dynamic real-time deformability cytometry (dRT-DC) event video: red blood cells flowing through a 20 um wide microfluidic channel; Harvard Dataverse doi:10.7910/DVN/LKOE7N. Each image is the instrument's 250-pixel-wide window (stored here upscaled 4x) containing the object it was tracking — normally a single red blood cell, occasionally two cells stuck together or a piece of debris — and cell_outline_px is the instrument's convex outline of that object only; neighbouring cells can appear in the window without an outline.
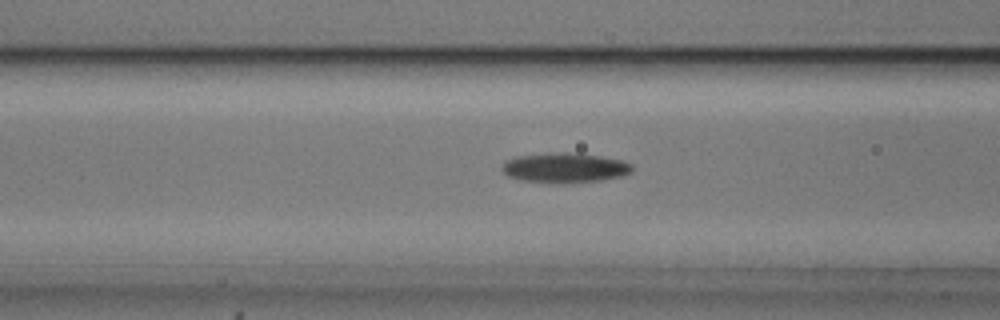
{"species": "common noctule bat (a hibernating species)", "species_latin": "Nyctalus noctula", "temperature_condition": "cold", "stored_images_in_passage": 55, "camera_frame_rate_fps": 3000, "um_per_image_px": 0.085, "animal": {"sex": "male", "body_mass_g": 20.5, "forearm_length_mm": 52.5}, "frame": {"image": 1, "passage_image": 22, "time_ms": 7.0, "image_size_px": [1000, 320], "cell_outline_px": [[632, 172], [624, 176], [600, 180], [556, 184], [524, 180], [508, 176], [500, 168], [504, 160], [516, 156], [548, 152], [564, 152], [600, 156], [620, 160], [632, 164]], "centroid_in_image_um": [47.97, 14.26], "position_along_channel_um": 118.6, "area_um2": 22.83}}
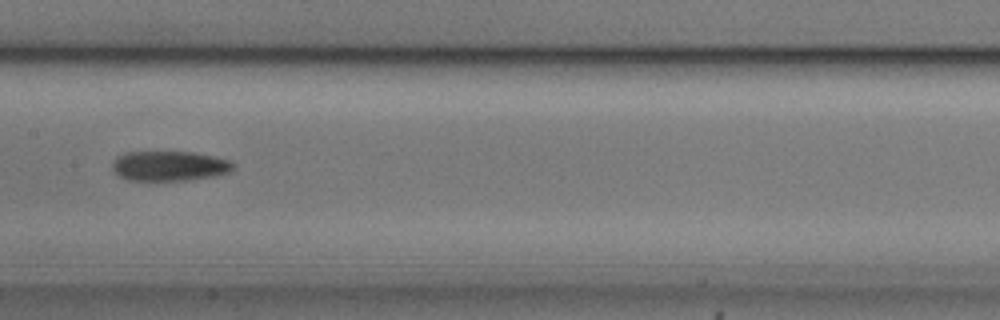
{"frame": {"image": 2, "passage_image": 28, "time_ms": 9.0, "image_size_px": [1000, 320], "cell_outline_px": [[232, 168], [228, 172], [220, 176], [192, 180], [128, 180], [120, 176], [112, 168], [112, 160], [116, 156], [124, 152], [192, 152], [232, 160]], "centroid_in_image_um": [14.39, 14.11], "position_along_channel_um": 193.0, "area_um2": 21.21}}
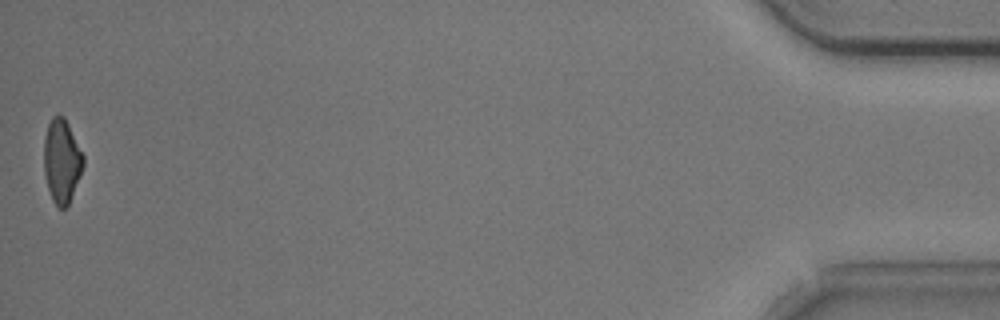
{"frame": {"image": 3, "passage_image": 55, "time_ms": 18.0, "image_size_px": [1000, 320], "cell_outline_px": [[84, 164], [80, 176], [68, 204], [64, 208], [60, 208], [52, 200], [48, 188], [44, 172], [44, 140], [48, 124], [52, 116], [64, 116], [84, 156]], "centroid_in_image_um": [5.24, 13.67], "position_along_channel_um": 430.0, "area_um2": 18.96}, "authors_computed_cell_mechanics": {"area_um2": 20.7502, "velocity_mm_per_s": 3.6966, "shape_relaxation_time_tau1_ms": 4.8314, "shape_relaxation_time_tau2_ms": null, "deformation_change_tau1": 0.1741, "deformation_change_tau2": null}}